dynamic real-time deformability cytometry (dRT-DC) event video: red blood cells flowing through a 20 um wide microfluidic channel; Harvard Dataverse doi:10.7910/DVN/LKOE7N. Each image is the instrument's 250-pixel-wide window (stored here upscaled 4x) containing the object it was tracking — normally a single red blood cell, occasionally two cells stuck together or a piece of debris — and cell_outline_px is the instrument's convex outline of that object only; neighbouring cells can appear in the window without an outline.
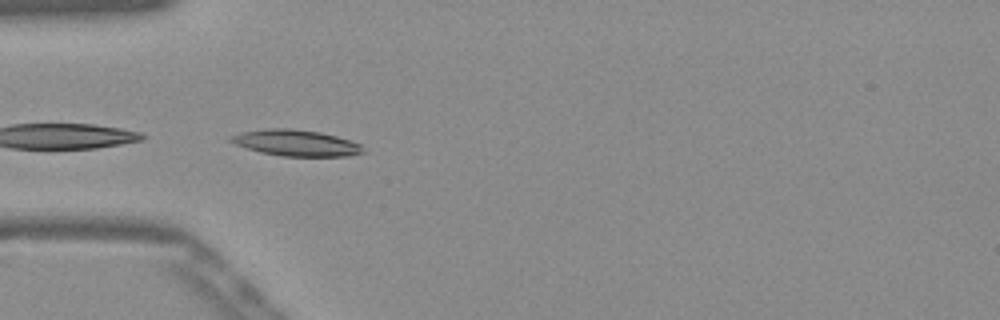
{"species": "Egyptian fruit bat (a non-hibernating species)", "species_latin": "Rousettus aegyptiacus", "temperature_condition": "warm", "stored_images_in_passage": 38, "camera_frame_rate_fps": 3000, "um_per_image_px": 0.085, "frame": {"image": 1, "passage_image": 1, "time_ms": 0.0, "image_size_px": [1000, 320], "cell_outline_px": [[364, 152], [348, 156], [280, 156], [260, 152], [236, 144], [228, 140], [228, 136], [240, 132], [268, 128], [292, 128], [320, 132], [352, 140], [360, 144]], "centroid_in_image_um": [25.14, 12.14], "position_along_channel_um": 59.9, "area_um2": 20.23}}
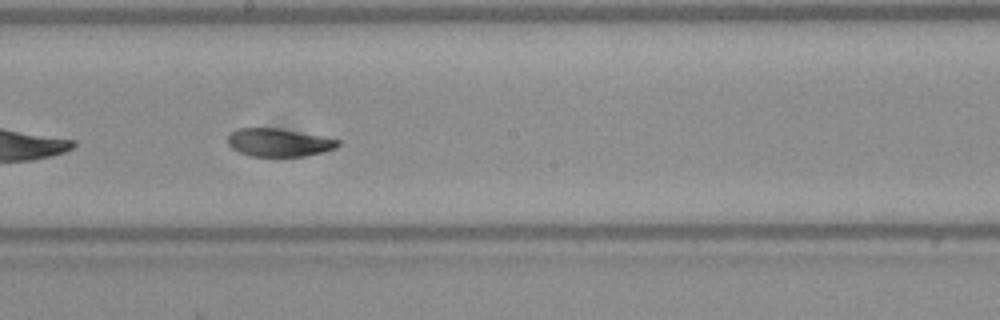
{"frame": {"image": 2, "passage_image": 14, "time_ms": 4.333, "image_size_px": [1000, 320], "cell_outline_px": [[340, 144], [336, 148], [324, 152], [304, 156], [252, 156], [240, 152], [232, 148], [228, 144], [228, 136], [236, 128], [276, 128], [320, 136], [340, 140]], "centroid_in_image_um": [23.7, 12.12], "position_along_channel_um": 224.5, "area_um2": 17.8}}
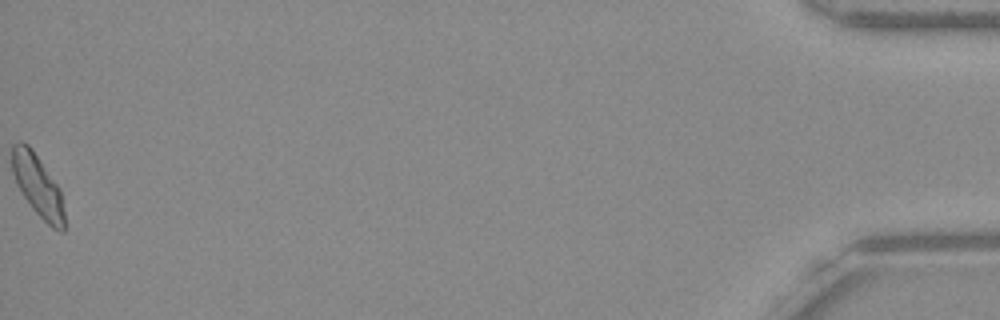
{"frame": {"image": 3, "passage_image": 38, "time_ms": 12.333, "image_size_px": [1000, 320], "cell_outline_px": [[64, 232], [60, 232], [52, 228], [32, 208], [16, 184], [12, 172], [12, 144], [20, 140], [28, 144], [32, 148], [60, 188], [64, 212]], "centroid_in_image_um": [3.2, 15.75], "position_along_channel_um": 432.0, "area_um2": 18.9}, "authors_computed_cell_mechanics": {"area_um2": 18.8139, "velocity_mm_per_s": 3.8559, "shape_relaxation_time_tau1_ms": 3.6411, "shape_relaxation_time_tau2_ms": 1.6373, "deformation_change_tau1": 0.1329, "deformation_change_tau2": 0.0756}}